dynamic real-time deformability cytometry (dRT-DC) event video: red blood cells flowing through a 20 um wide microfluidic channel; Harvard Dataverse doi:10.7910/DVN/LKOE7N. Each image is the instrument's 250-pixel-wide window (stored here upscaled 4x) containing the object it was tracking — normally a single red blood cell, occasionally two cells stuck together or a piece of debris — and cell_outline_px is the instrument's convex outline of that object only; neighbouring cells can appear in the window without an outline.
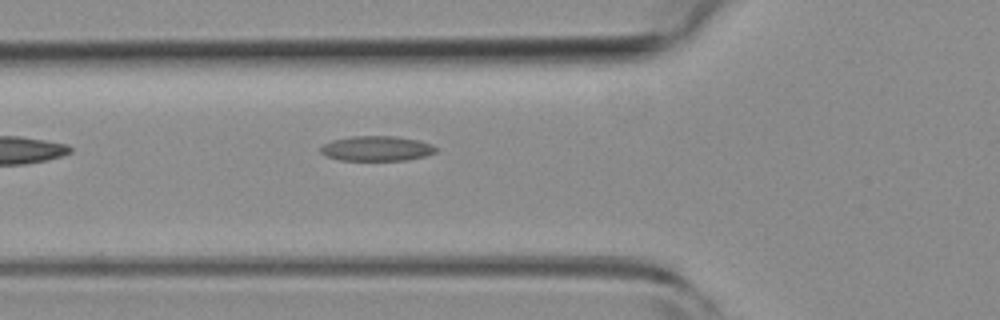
{"species": "common noctule bat (a hibernating species)", "species_latin": "Nyctalus noctula", "temperature_condition": "room temperature", "stored_images_in_passage": 5, "camera_frame_rate_fps": 3000, "um_per_image_px": 0.085, "animal": {"sex": "female", "body_mass_g": 19.3, "forearm_length_mm": 54.1}, "frame": {"image": 1, "passage_image": 5, "time_ms": 1.333, "image_size_px": [1000, 320], "cell_outline_px": [[440, 148], [436, 152], [424, 156], [408, 160], [340, 160], [324, 156], [320, 152], [320, 148], [324, 144], [332, 140], [352, 136], [396, 136], [420, 140], [432, 144]], "centroid_in_image_um": [32.04, 12.62], "position_along_channel_um": 93.8, "area_um2": 16.99}}